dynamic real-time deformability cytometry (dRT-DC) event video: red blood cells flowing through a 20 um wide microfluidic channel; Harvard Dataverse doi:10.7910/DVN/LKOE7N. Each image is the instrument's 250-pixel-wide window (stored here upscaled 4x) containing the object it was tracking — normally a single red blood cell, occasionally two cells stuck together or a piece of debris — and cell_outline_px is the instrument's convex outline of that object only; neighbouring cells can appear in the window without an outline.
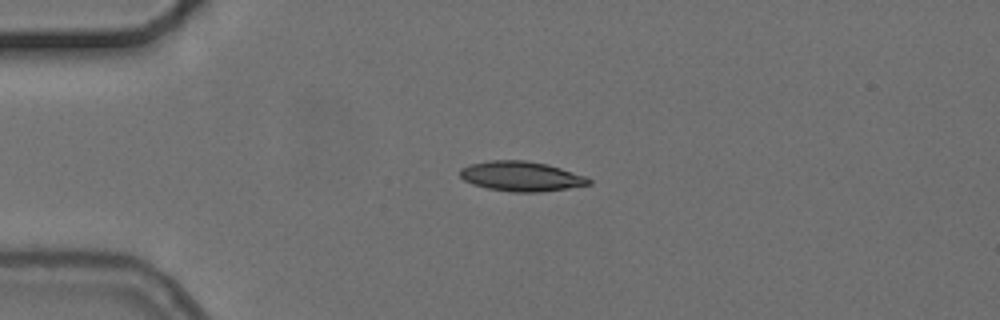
{"species": "common noctule bat (a hibernating species)", "species_latin": "Nyctalus noctula", "temperature_condition": "cold", "stored_images_in_passage": 2, "camera_frame_rate_fps": 3000, "um_per_image_px": 0.085, "animal": {"sex": "female", "body_mass_g": 24.6, "forearm_length_mm": 56.2}, "frame": {"image": 1, "passage_image": 1, "time_ms": 0.0, "image_size_px": [1000, 320], "cell_outline_px": [[592, 184], [568, 188], [540, 192], [512, 192], [488, 188], [472, 184], [464, 180], [460, 176], [460, 168], [468, 164], [488, 160], [524, 160], [548, 164], [584, 176], [592, 180]], "centroid_in_image_um": [44.28, 14.98], "position_along_channel_um": 40.7, "area_um2": 22.43}}